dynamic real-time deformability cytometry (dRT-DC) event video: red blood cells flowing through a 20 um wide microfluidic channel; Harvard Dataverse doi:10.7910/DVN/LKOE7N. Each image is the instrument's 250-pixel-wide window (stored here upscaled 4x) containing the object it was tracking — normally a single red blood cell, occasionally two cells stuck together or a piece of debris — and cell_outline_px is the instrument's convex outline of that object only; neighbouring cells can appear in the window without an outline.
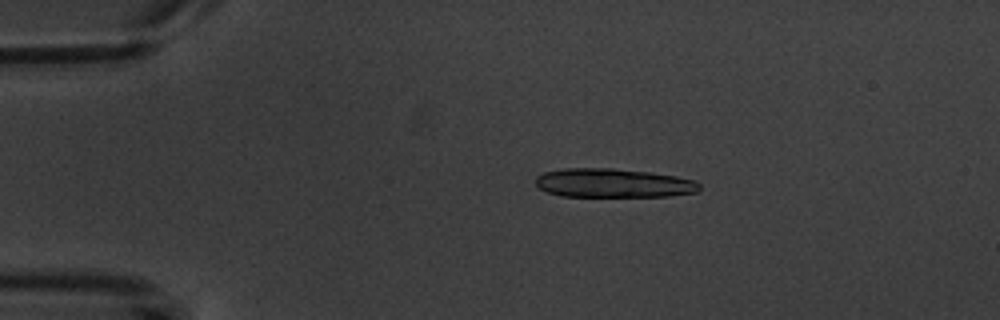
{"species": "common noctule bat (a hibernating species)", "species_latin": "Nyctalus noctula", "temperature_condition": "warm", "stored_images_in_passage": 8, "segment_of_instrument_passage": [1, 2], "camera_frame_rate_fps": 3000, "um_per_image_px": 0.085, "animal": {"sex": "male", "body_mass_g": 20.1, "forearm_length_mm": 53.5}, "frame": {"image": 1, "passage_image": 3, "time_ms": 2.333, "image_size_px": [1000, 320], "cell_outline_px": [[700, 188], [696, 192], [668, 196], [560, 196], [548, 192], [540, 188], [536, 184], [536, 176], [544, 172], [560, 168], [612, 168], [648, 172], [676, 176], [696, 180], [700, 184]], "centroid_in_image_um": [52.12, 15.55], "position_along_channel_um": 32.9, "area_um2": 27.63}}